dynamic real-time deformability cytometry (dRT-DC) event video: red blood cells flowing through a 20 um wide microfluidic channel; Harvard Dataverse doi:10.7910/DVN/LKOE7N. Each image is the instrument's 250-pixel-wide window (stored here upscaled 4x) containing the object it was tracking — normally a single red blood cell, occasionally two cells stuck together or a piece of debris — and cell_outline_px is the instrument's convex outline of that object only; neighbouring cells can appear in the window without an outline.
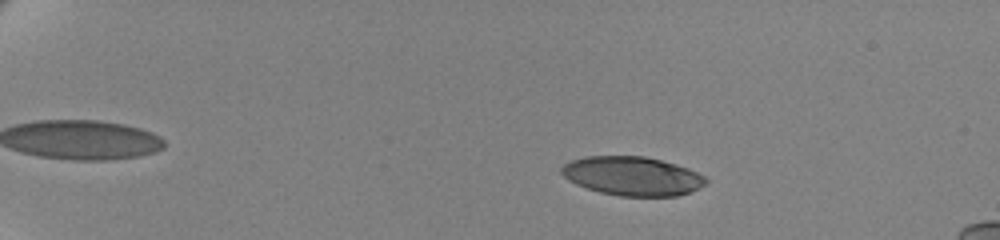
{"species": "human", "species_latin": "Homo sapiens", "temperature_condition": "cold", "stored_images_in_passage": 62, "camera_frame_rate_fps": 3000, "um_per_image_px": 0.085, "donor": {"sex": "female"}, "frame": {"image": 1, "passage_image": 13, "time_ms": 4.0, "image_size_px": [1000, 240], "cell_outline_px": [[708, 180], [704, 184], [688, 192], [676, 196], [620, 196], [600, 192], [576, 184], [568, 180], [560, 172], [560, 168], [564, 164], [572, 160], [584, 156], [644, 156], [676, 164], [688, 168], [704, 176]], "centroid_in_image_um": [53.71, 14.95], "position_along_channel_um": 31.3, "area_um2": 32.54}}
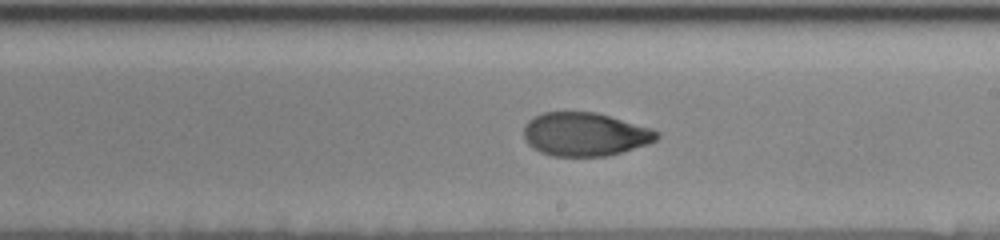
{"frame": {"image": 2, "passage_image": 40, "time_ms": 13.0, "image_size_px": [1000, 240], "cell_outline_px": [[660, 136], [656, 140], [648, 144], [608, 156], [552, 156], [540, 152], [532, 148], [524, 140], [524, 124], [528, 120], [544, 112], [596, 112], [652, 128], [660, 132]], "centroid_in_image_um": [49.72, 11.42], "position_along_channel_um": 239.3, "area_um2": 33.93}}
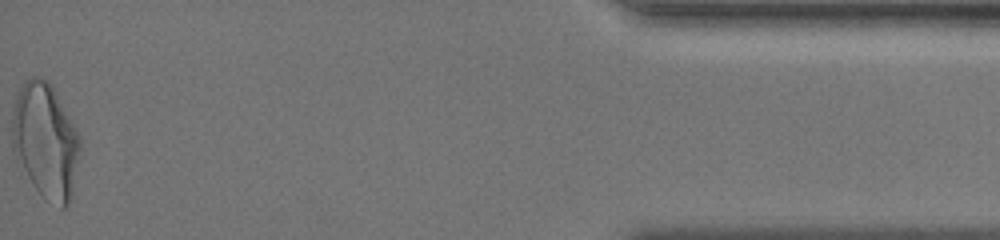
{"frame": {"image": 3, "passage_image": 62, "time_ms": 20.333, "image_size_px": [1000, 240], "cell_outline_px": [[80, 152], [72, 196], [68, 204], [64, 208], [60, 208], [44, 200], [32, 184], [16, 160], [12, 144], [12, 108], [20, 88], [32, 76], [36, 76], [48, 80], [52, 84], [80, 136]], "centroid_in_image_um": [3.87, 12.0], "position_along_channel_um": 431.3, "area_um2": 45.95}, "authors_computed_cell_mechanics": {"area_um2": 34.391, "velocity_mm_per_s": 3.4819, "shape_relaxation_time_tau1_ms": 4.3341, "shape_relaxation_time_tau2_ms": 2.5271, "deformation_change_tau1": 0.1834, "deformation_change_tau2": 0.0378}}